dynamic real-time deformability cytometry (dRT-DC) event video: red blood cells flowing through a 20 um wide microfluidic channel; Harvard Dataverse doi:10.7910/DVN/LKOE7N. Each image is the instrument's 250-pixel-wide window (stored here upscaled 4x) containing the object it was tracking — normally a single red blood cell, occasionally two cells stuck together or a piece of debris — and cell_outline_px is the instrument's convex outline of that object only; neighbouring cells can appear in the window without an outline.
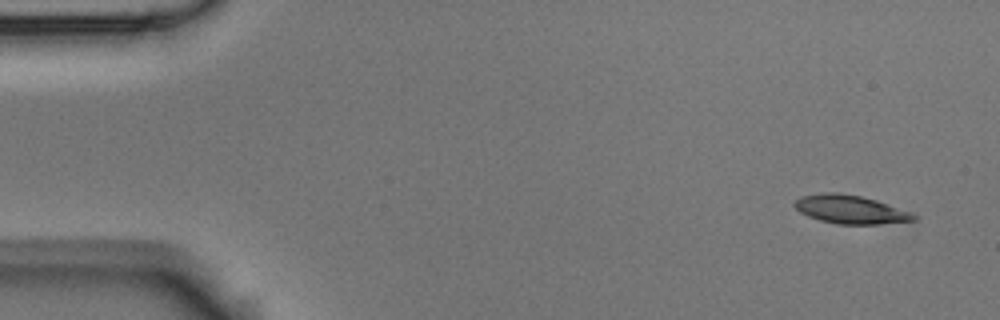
{"species": "Egyptian fruit bat (a non-hibernating species)", "species_latin": "Rousettus aegyptiacus", "temperature_condition": "room temperature", "stored_images_in_passage": 7, "camera_frame_rate_fps": 3000, "um_per_image_px": 0.085, "animal": {"sex": "male"}, "frame": {"image": 1, "passage_image": 1, "time_ms": 0.0, "image_size_px": [1000, 320], "cell_outline_px": [[916, 220], [880, 224], [836, 224], [820, 220], [808, 216], [800, 212], [792, 204], [800, 196], [824, 192], [840, 192], [860, 196], [876, 200], [908, 212], [916, 216]], "centroid_in_image_um": [72.21, 17.79], "position_along_channel_um": 12.8, "area_um2": 19.59}}
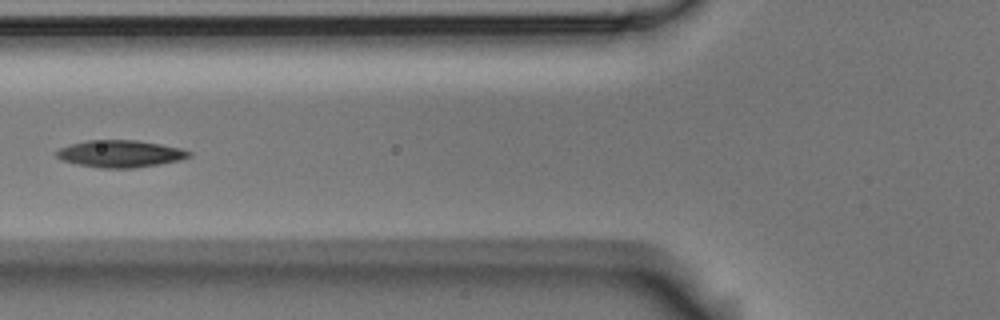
{"frame": {"image": 2, "passage_image": 6, "time_ms": 1.667, "image_size_px": [1000, 320], "cell_outline_px": [[192, 156], [180, 160], [132, 168], [100, 168], [80, 164], [64, 160], [56, 156], [56, 152], [60, 148], [72, 144], [88, 140], [136, 140], [160, 144], [180, 148], [192, 152]], "centroid_in_image_um": [10.25, 13.06], "position_along_channel_um": 115.5, "area_um2": 20.58}}
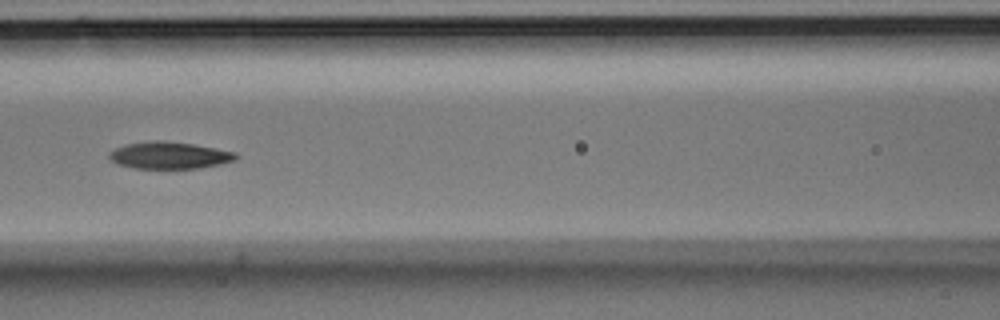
{"frame": {"image": 3, "passage_image": 7, "time_ms": 2.0, "image_size_px": [1000, 320], "cell_outline_px": [[240, 156], [236, 160], [220, 164], [200, 168], [136, 168], [116, 164], [108, 156], [108, 152], [124, 144], [152, 140], [160, 140], [192, 144], [216, 148], [236, 152]], "centroid_in_image_um": [14.4, 13.2], "position_along_channel_um": 152.2, "area_um2": 20.0}}